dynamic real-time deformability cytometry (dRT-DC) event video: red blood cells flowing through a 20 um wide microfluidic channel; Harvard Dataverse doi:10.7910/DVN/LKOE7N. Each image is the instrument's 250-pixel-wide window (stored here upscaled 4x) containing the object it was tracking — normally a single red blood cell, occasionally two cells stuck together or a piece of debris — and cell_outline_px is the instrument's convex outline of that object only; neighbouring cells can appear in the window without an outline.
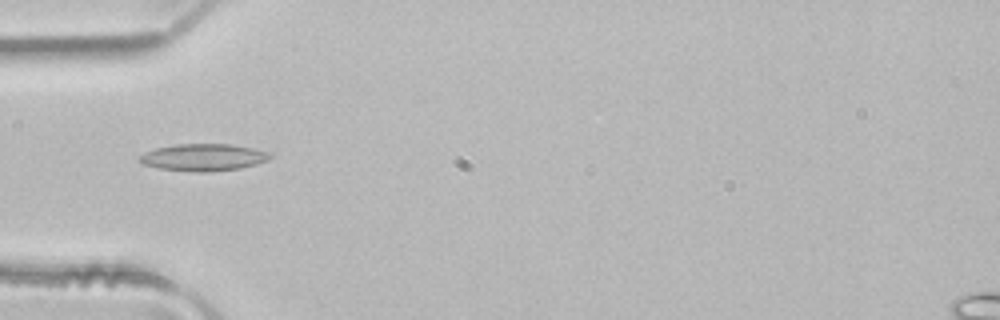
{"species": "common noctule bat (a hibernating species)", "species_latin": "Nyctalus noctula", "temperature_condition": "room temperature", "stored_images_in_passage": 1, "camera_frame_rate_fps": 3000, "um_per_image_px": 0.085, "animal": {"sex": "male", "body_mass_g": 21.5, "forearm_length_mm": 52.0}, "frame": {"image": 1, "passage_image": 1, "time_ms": 0.0, "image_size_px": [1000, 320], "cell_outline_px": [[272, 156], [268, 160], [256, 164], [240, 168], [204, 172], [196, 172], [160, 168], [144, 164], [136, 160], [144, 152], [156, 148], [176, 144], [232, 144], [272, 152]], "centroid_in_image_um": [17.3, 13.36], "position_along_channel_um": 67.7, "area_um2": 20.58}}